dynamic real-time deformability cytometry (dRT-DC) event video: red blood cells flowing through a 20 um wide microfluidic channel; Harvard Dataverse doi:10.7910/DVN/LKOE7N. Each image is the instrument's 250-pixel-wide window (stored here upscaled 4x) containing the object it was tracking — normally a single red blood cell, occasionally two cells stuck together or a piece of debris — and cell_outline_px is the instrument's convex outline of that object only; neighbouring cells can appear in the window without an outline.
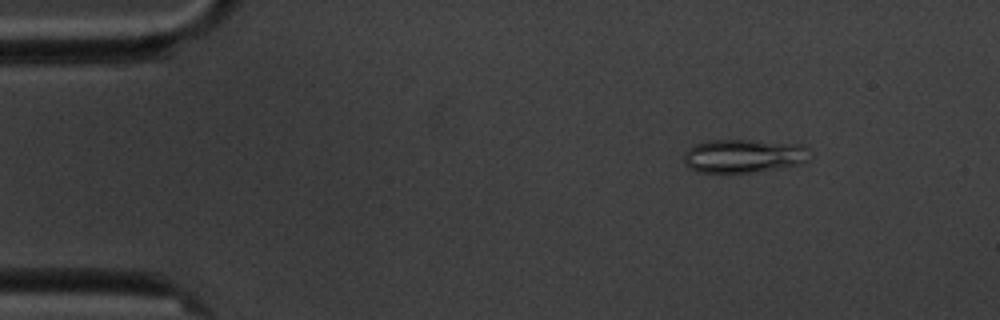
{"species": "common noctule bat (a hibernating species)", "species_latin": "Nyctalus noctula", "temperature_condition": "cold", "stored_images_in_passage": 5, "camera_frame_rate_fps": 3000, "um_per_image_px": 0.085, "animal": {"sex": "male", "body_mass_g": 20.1, "forearm_length_mm": 53.5}, "frame": {"image": 1, "passage_image": 2, "time_ms": 1.333, "image_size_px": [1000, 320], "cell_outline_px": [[812, 152], [808, 160], [796, 164], [776, 168], [752, 172], [696, 172], [688, 168], [684, 164], [684, 152], [688, 148], [696, 144], [708, 140], [752, 140], [804, 144]], "centroid_in_image_um": [63.2, 13.24], "position_along_channel_um": 21.8, "area_um2": 24.74}}
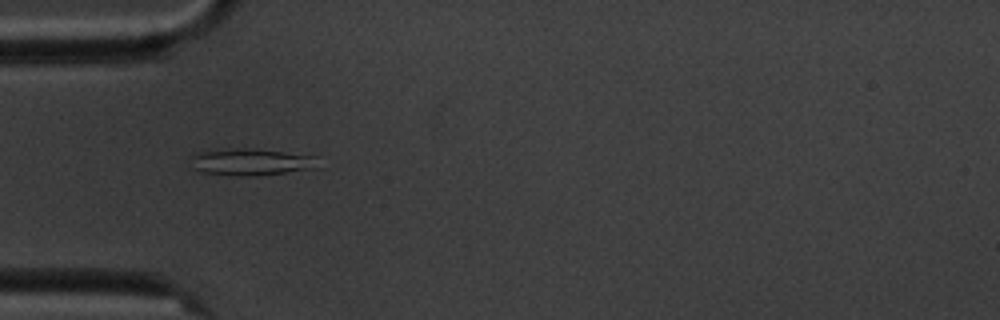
{"frame": {"image": 2, "passage_image": 5, "time_ms": 4.667, "image_size_px": [1000, 320], "cell_outline_px": [[320, 168], [256, 176], [236, 176], [200, 172], [192, 168], [192, 152], [236, 148], [248, 148], [316, 156]], "centroid_in_image_um": [21.33, 13.78], "position_along_channel_um": 63.7, "area_um2": 20.17}}